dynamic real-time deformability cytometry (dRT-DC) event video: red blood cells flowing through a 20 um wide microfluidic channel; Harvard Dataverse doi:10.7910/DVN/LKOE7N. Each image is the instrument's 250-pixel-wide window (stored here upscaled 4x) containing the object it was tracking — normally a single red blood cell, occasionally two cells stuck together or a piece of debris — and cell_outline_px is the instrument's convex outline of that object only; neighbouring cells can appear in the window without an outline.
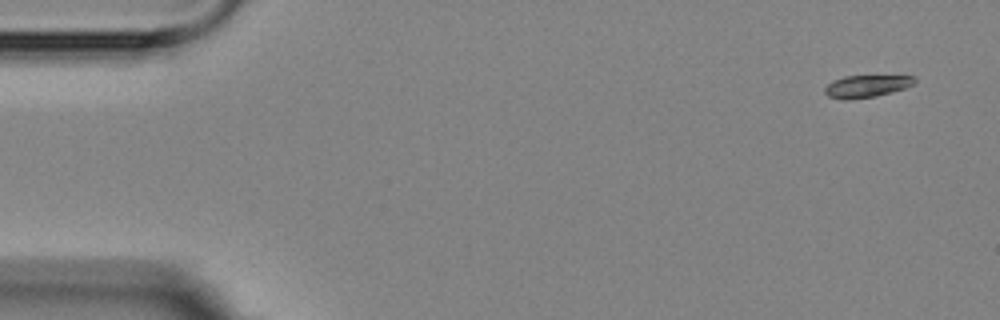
{"species": "Egyptian fruit bat (a non-hibernating species)", "species_latin": "Rousettus aegyptiacus", "temperature_condition": "room temperature", "stored_images_in_passage": 4, "camera_frame_rate_fps": 3000, "um_per_image_px": 0.085, "animal": {"sex": "female"}, "frame": {"image": 1, "passage_image": 1, "time_ms": 0.0, "image_size_px": [1000, 320], "cell_outline_px": [[916, 80], [912, 84], [904, 88], [892, 92], [876, 96], [848, 100], [840, 100], [828, 96], [824, 92], [824, 88], [832, 80], [844, 76], [916, 76]], "centroid_in_image_um": [73.6, 7.33], "position_along_channel_um": 11.4, "area_um2": 11.68}}